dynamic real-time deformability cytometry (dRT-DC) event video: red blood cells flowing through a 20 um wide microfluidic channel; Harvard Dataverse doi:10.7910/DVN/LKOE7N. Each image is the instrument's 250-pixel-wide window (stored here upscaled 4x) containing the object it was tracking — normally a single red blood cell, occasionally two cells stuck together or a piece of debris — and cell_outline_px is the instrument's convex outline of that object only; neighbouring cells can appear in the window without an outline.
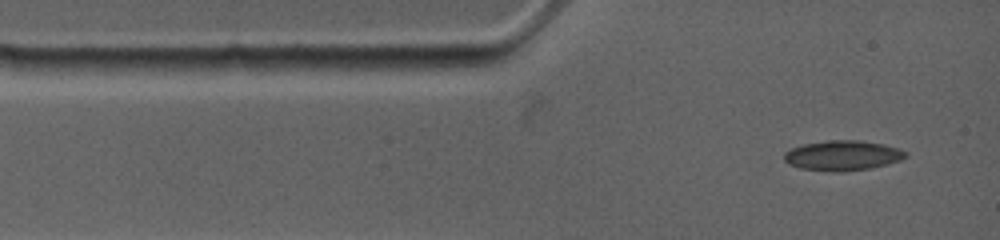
{"species": "common noctule bat (a hibernating species)", "species_latin": "Nyctalus noctula", "temperature_condition": "warm", "stored_images_in_passage": 34, "camera_frame_rate_fps": 4500, "um_per_image_px": 0.085, "animal": {"sex": "female", "body_mass_g": 19.0, "forearm_length_mm": 53.3}, "frame": {"image": 1, "passage_image": 1, "time_ms": 0.0, "image_size_px": [1000, 240], "cell_outline_px": [[908, 156], [900, 160], [868, 168], [840, 172], [832, 172], [800, 168], [788, 164], [784, 160], [784, 152], [792, 148], [804, 144], [828, 140], [860, 140], [884, 144], [908, 152]], "centroid_in_image_um": [71.6, 13.21], "position_along_channel_um": 13.4, "area_um2": 21.15}}
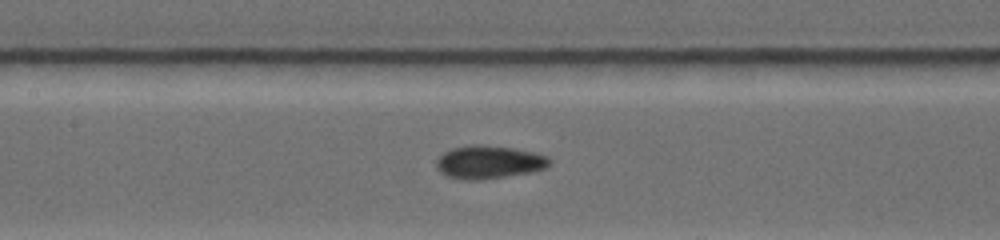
{"frame": {"image": 2, "passage_image": 10, "time_ms": 4.667, "image_size_px": [1000, 240], "cell_outline_px": [[552, 164], [544, 168], [532, 172], [480, 180], [464, 180], [448, 176], [440, 172], [436, 168], [436, 160], [444, 152], [452, 148], [480, 144], [512, 148], [536, 152], [548, 156], [552, 160]], "centroid_in_image_um": [41.59, 13.78], "position_along_channel_um": 165.8, "area_um2": 21.91}}
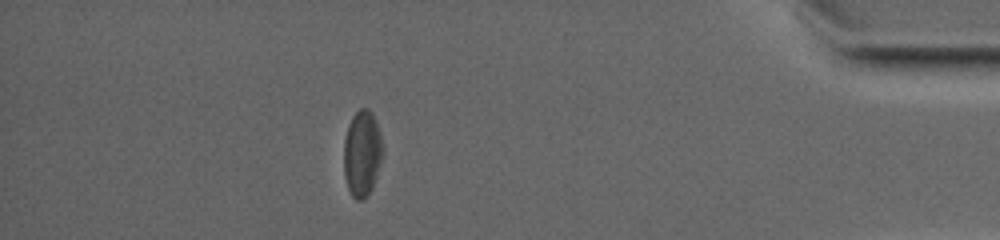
{"frame": {"image": 3, "passage_image": 25, "time_ms": 12.444, "image_size_px": [1000, 240], "cell_outline_px": [[384, 156], [372, 188], [360, 200], [356, 200], [352, 196], [348, 188], [344, 176], [344, 140], [348, 124], [352, 116], [360, 108], [368, 108], [372, 112], [376, 120], [380, 132], [384, 148]], "centroid_in_image_um": [30.8, 13.0], "position_along_channel_um": 404.4, "area_um2": 19.83}, "authors_computed_cell_mechanics": {"area_um2": 20.1433, "velocity_mm_per_s": 3.8108, "shape_relaxation_time_tau1_ms": 8.7798, "shape_relaxation_time_tau2_ms": 3.3574, "deformation_change_tau1": 0.1554, "deformation_change_tau2": 0.0688}}